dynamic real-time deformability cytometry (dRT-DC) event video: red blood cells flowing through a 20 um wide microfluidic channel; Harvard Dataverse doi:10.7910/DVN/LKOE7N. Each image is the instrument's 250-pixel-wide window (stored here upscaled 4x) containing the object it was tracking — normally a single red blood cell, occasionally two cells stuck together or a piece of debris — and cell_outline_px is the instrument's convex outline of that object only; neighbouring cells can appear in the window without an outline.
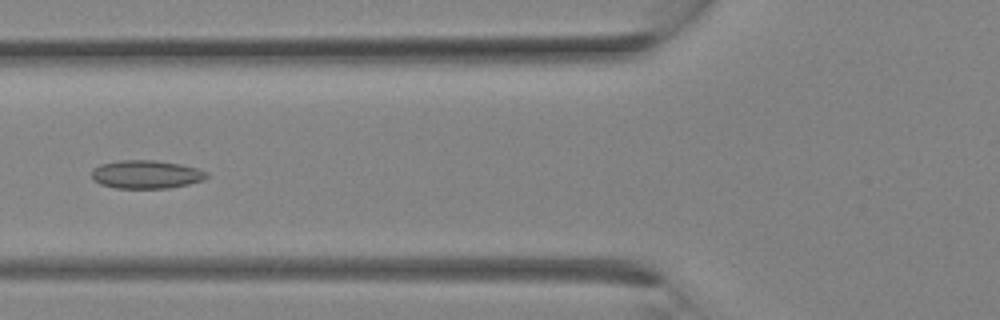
{"species": "Egyptian fruit bat (a non-hibernating species)", "species_latin": "Rousettus aegyptiacus", "temperature_condition": "room temperature", "stored_images_in_passage": 28, "camera_frame_rate_fps": 3000, "um_per_image_px": 0.085, "animal": {"sex": "female"}, "frame": {"image": 1, "passage_image": 11, "time_ms": 3.333, "image_size_px": [1000, 320], "cell_outline_px": [[208, 176], [204, 180], [188, 184], [168, 188], [116, 188], [100, 184], [92, 180], [92, 168], [100, 164], [120, 160], [152, 160], [180, 164], [196, 168], [208, 172]], "centroid_in_image_um": [12.4, 14.82], "position_along_channel_um": 113.4, "area_um2": 19.02}}
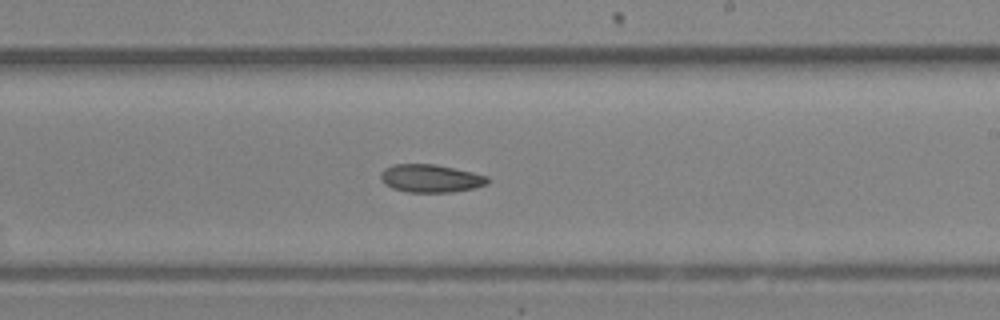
{"frame": {"image": 2, "passage_image": 17, "time_ms": 5.333, "image_size_px": [1000, 320], "cell_outline_px": [[492, 180], [488, 184], [476, 188], [452, 192], [408, 192], [392, 188], [384, 184], [380, 176], [384, 168], [396, 164], [432, 164], [472, 172], [488, 176]], "centroid_in_image_um": [36.65, 15.17], "position_along_channel_um": 252.4, "area_um2": 17.46}}
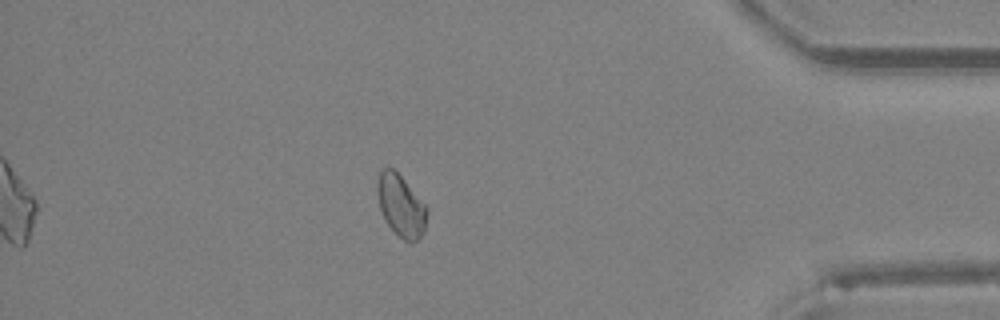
{"frame": {"image": 3, "passage_image": 25, "time_ms": 8.0, "image_size_px": [1000, 320], "cell_outline_px": [[428, 212], [424, 232], [412, 244], [408, 244], [388, 224], [380, 208], [376, 188], [380, 172], [384, 168], [392, 168], [404, 180], [428, 208]], "centroid_in_image_um": [34.1, 17.51], "position_along_channel_um": 401.1, "area_um2": 17.57}}